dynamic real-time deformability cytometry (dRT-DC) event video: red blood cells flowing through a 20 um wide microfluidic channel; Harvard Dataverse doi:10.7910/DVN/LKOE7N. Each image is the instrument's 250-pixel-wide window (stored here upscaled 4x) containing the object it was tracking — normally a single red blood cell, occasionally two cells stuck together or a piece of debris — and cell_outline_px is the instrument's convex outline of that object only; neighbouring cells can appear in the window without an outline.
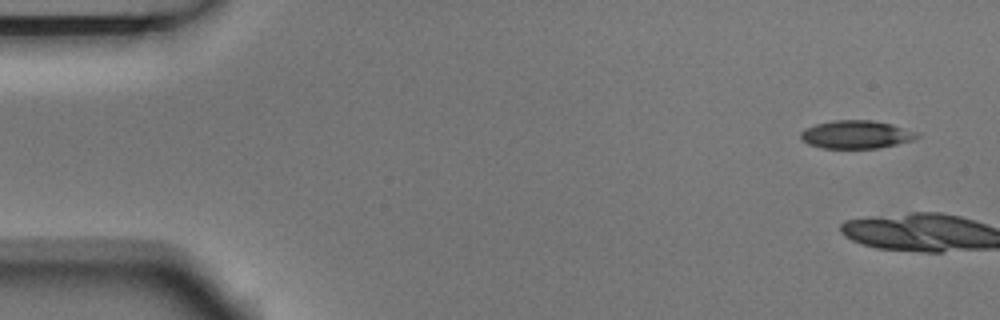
{"species": "Egyptian fruit bat (a non-hibernating species)", "species_latin": "Rousettus aegyptiacus", "temperature_condition": "room temperature", "stored_images_in_passage": 5, "camera_frame_rate_fps": 3000, "um_per_image_px": 0.085, "animal": {"sex": "male"}, "frame": {"image": 1, "passage_image": 1, "time_ms": 0.0, "image_size_px": [1000, 320], "cell_outline_px": [[920, 136], [912, 140], [880, 148], [820, 148], [808, 144], [800, 136], [800, 132], [804, 128], [816, 124], [836, 120], [872, 120], [892, 124], [920, 132]], "centroid_in_image_um": [72.8, 11.43], "position_along_channel_um": 12.2, "area_um2": 19.13}}
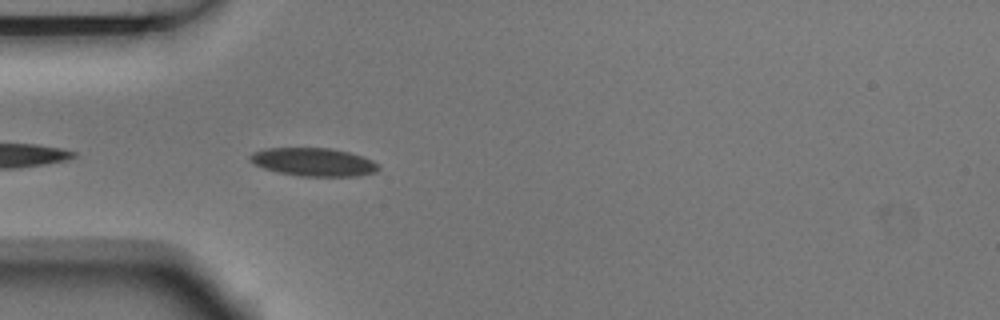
{"frame": {"image": 2, "passage_image": 5, "time_ms": 1.333, "image_size_px": [1000, 320], "cell_outline_px": [[380, 168], [376, 172], [360, 176], [300, 176], [276, 172], [252, 164], [248, 160], [248, 156], [252, 152], [264, 148], [332, 148], [364, 156], [380, 164]], "centroid_in_image_um": [26.64, 13.77], "position_along_channel_um": 58.4, "area_um2": 21.5}}